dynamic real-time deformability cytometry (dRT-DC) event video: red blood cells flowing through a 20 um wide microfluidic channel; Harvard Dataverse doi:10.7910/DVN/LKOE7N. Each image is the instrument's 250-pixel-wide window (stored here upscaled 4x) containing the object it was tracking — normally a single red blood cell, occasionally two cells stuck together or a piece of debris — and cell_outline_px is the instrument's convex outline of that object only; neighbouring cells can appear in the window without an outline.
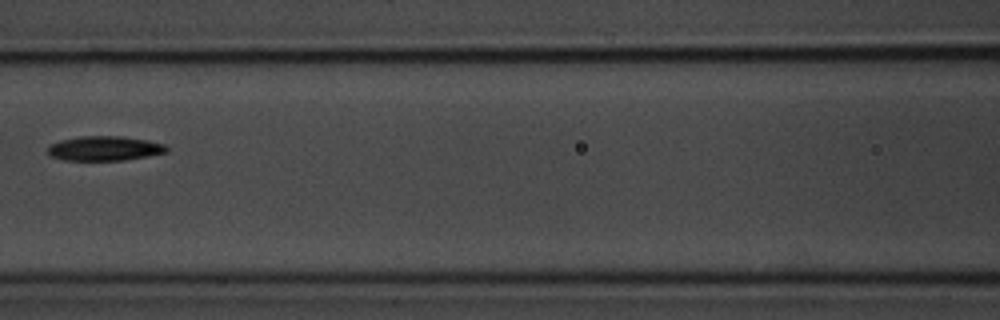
{"species": "common noctule bat (a hibernating species)", "species_latin": "Nyctalus noctula", "temperature_condition": "room temperature", "stored_images_in_passage": 9, "camera_frame_rate_fps": 3000, "um_per_image_px": 0.085, "animal": {"sex": "male", "body_mass_g": 20.1, "forearm_length_mm": 53.5}, "frame": {"image": 1, "passage_image": 6, "time_ms": 6.0, "image_size_px": [1000, 320], "cell_outline_px": [[168, 152], [148, 156], [124, 160], [64, 160], [52, 156], [48, 152], [48, 148], [52, 144], [60, 140], [80, 136], [120, 136], [148, 140], [164, 144], [168, 148]], "centroid_in_image_um": [8.92, 12.61], "position_along_channel_um": 157.7, "area_um2": 16.94}}
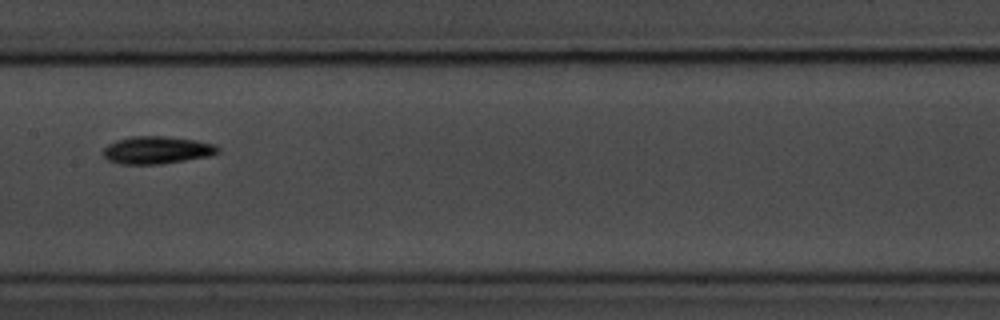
{"frame": {"image": 2, "passage_image": 7, "time_ms": 7.0, "image_size_px": [1000, 320], "cell_outline_px": [[220, 152], [212, 156], [160, 164], [120, 164], [108, 160], [104, 156], [104, 148], [108, 144], [116, 140], [132, 136], [164, 136], [196, 140], [216, 144], [220, 148]], "centroid_in_image_um": [13.38, 12.75], "position_along_channel_um": 194.0, "area_um2": 18.55}}
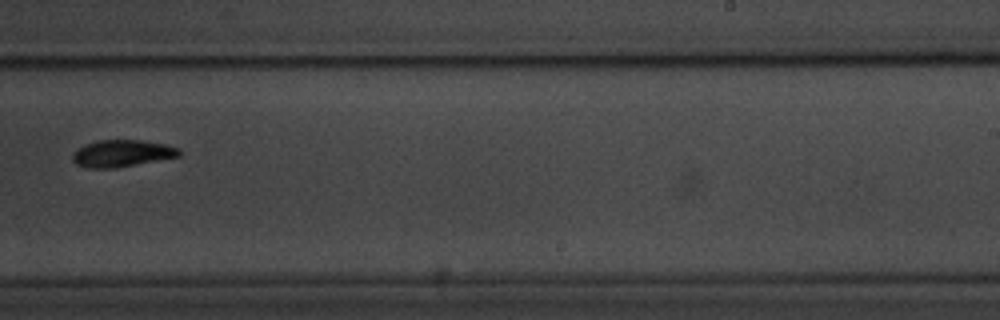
{"frame": {"image": 3, "passage_image": 9, "time_ms": 9.333, "image_size_px": [1000, 320], "cell_outline_px": [[180, 156], [116, 168], [88, 168], [76, 164], [72, 160], [72, 152], [76, 148], [84, 144], [96, 140], [140, 140], [164, 144], [180, 148]], "centroid_in_image_um": [10.31, 13.03], "position_along_channel_um": 278.7, "area_um2": 16.88}}